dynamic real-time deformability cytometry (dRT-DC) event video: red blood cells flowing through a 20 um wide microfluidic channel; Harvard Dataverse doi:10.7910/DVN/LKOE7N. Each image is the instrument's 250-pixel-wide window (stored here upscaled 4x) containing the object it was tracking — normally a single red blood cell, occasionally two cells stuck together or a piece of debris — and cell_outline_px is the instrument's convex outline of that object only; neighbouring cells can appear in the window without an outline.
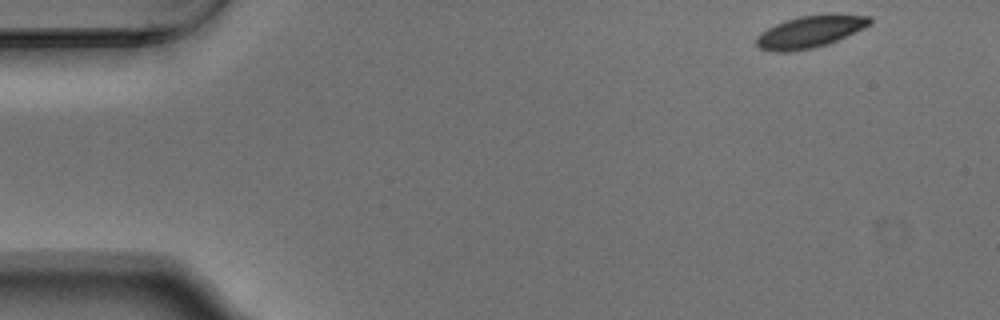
{"species": "Egyptian fruit bat (a non-hibernating species)", "species_latin": "Rousettus aegyptiacus", "temperature_condition": "warm", "stored_images_in_passage": 51, "camera_frame_rate_fps": 3000, "um_per_image_px": 0.085, "animal": {"sex": "male"}, "frame": {"image": 1, "passage_image": 1, "time_ms": 0.0, "image_size_px": [1000, 320], "cell_outline_px": [[872, 20], [868, 24], [828, 44], [812, 48], [788, 52], [776, 52], [760, 48], [756, 44], [756, 36], [760, 32], [776, 24], [800, 16], [832, 12], [836, 12], [872, 16]], "centroid_in_image_um": [68.84, 2.66], "position_along_channel_um": 16.2, "area_um2": 21.15}}
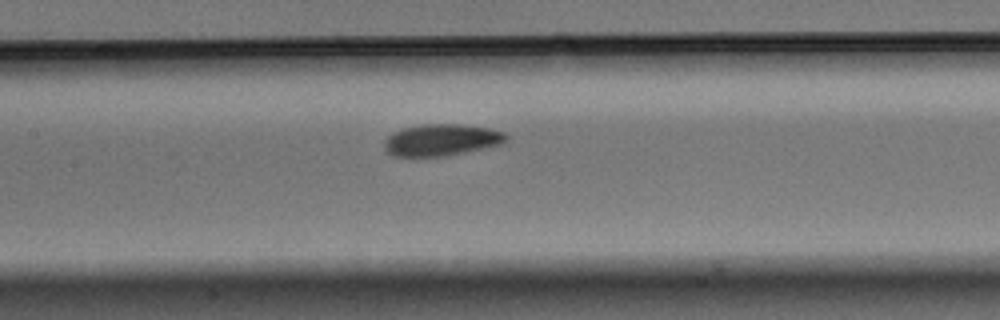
{"frame": {"image": 2, "passage_image": 22, "time_ms": 7.0, "image_size_px": [1000, 320], "cell_outline_px": [[508, 140], [504, 144], [444, 156], [392, 156], [384, 148], [384, 140], [392, 132], [404, 128], [420, 124], [460, 124], [488, 128], [504, 132], [508, 136]], "centroid_in_image_um": [37.53, 11.89], "position_along_channel_um": 169.9, "area_um2": 22.6}}
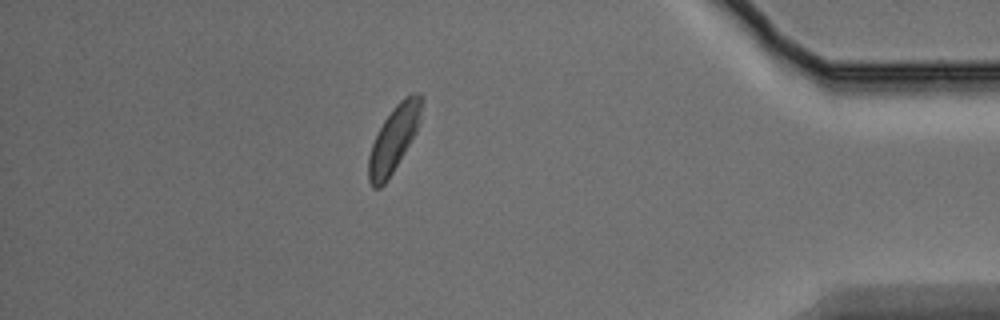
{"frame": {"image": 3, "passage_image": 44, "time_ms": 14.333, "image_size_px": [1000, 320], "cell_outline_px": [[424, 100], [420, 120], [416, 132], [392, 172], [384, 184], [380, 188], [372, 188], [368, 180], [368, 156], [372, 144], [384, 120], [392, 108], [404, 96], [412, 92], [420, 92], [424, 96]], "centroid_in_image_um": [33.5, 11.73], "position_along_channel_um": 401.7, "area_um2": 20.35}, "authors_computed_cell_mechanics": {"area_um2": 21.5016, "velocity_mm_per_s": 3.7048, "shape_relaxation_time_tau1_ms": 2.5376, "shape_relaxation_time_tau2_ms": 5.4093, "deformation_change_tau1": 0.0822, "deformation_change_tau2": 0.0974}}